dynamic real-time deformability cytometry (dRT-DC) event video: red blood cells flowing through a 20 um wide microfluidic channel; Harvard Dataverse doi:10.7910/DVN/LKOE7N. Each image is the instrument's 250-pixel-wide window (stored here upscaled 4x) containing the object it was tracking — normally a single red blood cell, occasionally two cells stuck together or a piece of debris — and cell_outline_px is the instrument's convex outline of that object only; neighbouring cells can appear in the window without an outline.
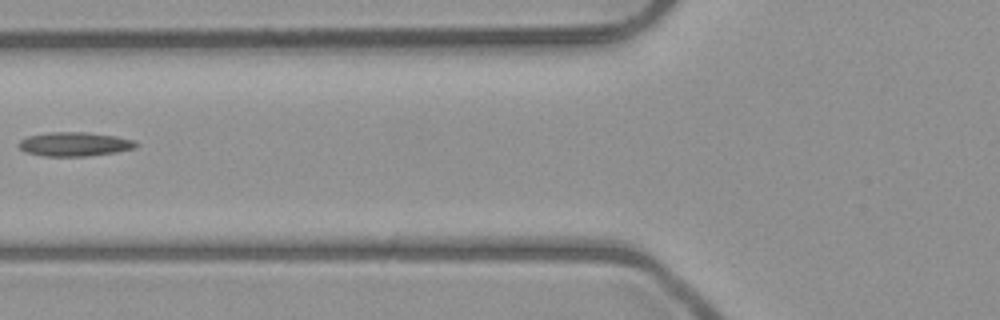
{"species": "common noctule bat (a hibernating species)", "species_latin": "Nyctalus noctula", "temperature_condition": "room temperature", "stored_images_in_passage": 6, "camera_frame_rate_fps": 3000, "um_per_image_px": 0.085, "animal": {"sex": "male", "body_mass_g": 23.1, "forearm_length_mm": 52.7}, "frame": {"image": 1, "passage_image": 6, "time_ms": 6.667, "image_size_px": [1000, 320], "cell_outline_px": [[140, 144], [136, 148], [116, 152], [88, 156], [44, 156], [24, 152], [16, 144], [20, 140], [28, 136], [52, 132], [84, 132], [116, 136], [132, 140]], "centroid_in_image_um": [6.33, 12.26], "position_along_channel_um": 119.5, "area_um2": 16.47}}